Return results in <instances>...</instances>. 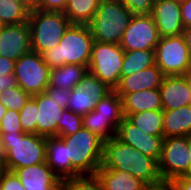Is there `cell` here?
<instances>
[{"mask_svg": "<svg viewBox=\"0 0 191 190\" xmlns=\"http://www.w3.org/2000/svg\"><path fill=\"white\" fill-rule=\"evenodd\" d=\"M124 52L119 44L93 41L88 71L115 90L120 82Z\"/></svg>", "mask_w": 191, "mask_h": 190, "instance_id": "52a82bcc", "label": "cell"}, {"mask_svg": "<svg viewBox=\"0 0 191 190\" xmlns=\"http://www.w3.org/2000/svg\"><path fill=\"white\" fill-rule=\"evenodd\" d=\"M81 90L87 91L91 96V99L97 102L108 95L113 89L107 84L99 80L95 75L88 71L77 85Z\"/></svg>", "mask_w": 191, "mask_h": 190, "instance_id": "1f68e13d", "label": "cell"}, {"mask_svg": "<svg viewBox=\"0 0 191 190\" xmlns=\"http://www.w3.org/2000/svg\"><path fill=\"white\" fill-rule=\"evenodd\" d=\"M88 68L82 64H65L59 68L50 69L49 86L72 90L75 88Z\"/></svg>", "mask_w": 191, "mask_h": 190, "instance_id": "603a6c76", "label": "cell"}, {"mask_svg": "<svg viewBox=\"0 0 191 190\" xmlns=\"http://www.w3.org/2000/svg\"><path fill=\"white\" fill-rule=\"evenodd\" d=\"M133 14H150L155 0H119Z\"/></svg>", "mask_w": 191, "mask_h": 190, "instance_id": "8d00e7d4", "label": "cell"}, {"mask_svg": "<svg viewBox=\"0 0 191 190\" xmlns=\"http://www.w3.org/2000/svg\"><path fill=\"white\" fill-rule=\"evenodd\" d=\"M166 185L168 190H191V177L180 176L172 179Z\"/></svg>", "mask_w": 191, "mask_h": 190, "instance_id": "60d3db41", "label": "cell"}, {"mask_svg": "<svg viewBox=\"0 0 191 190\" xmlns=\"http://www.w3.org/2000/svg\"><path fill=\"white\" fill-rule=\"evenodd\" d=\"M32 51L41 54L59 45L65 31L71 25L63 12L44 11L36 8L29 12Z\"/></svg>", "mask_w": 191, "mask_h": 190, "instance_id": "8992f818", "label": "cell"}, {"mask_svg": "<svg viewBox=\"0 0 191 190\" xmlns=\"http://www.w3.org/2000/svg\"><path fill=\"white\" fill-rule=\"evenodd\" d=\"M0 190H25L22 183L12 171L0 172Z\"/></svg>", "mask_w": 191, "mask_h": 190, "instance_id": "74e56055", "label": "cell"}, {"mask_svg": "<svg viewBox=\"0 0 191 190\" xmlns=\"http://www.w3.org/2000/svg\"><path fill=\"white\" fill-rule=\"evenodd\" d=\"M163 78V73L155 64L134 75L120 77L119 85L115 88V91L122 98L127 93H135L146 89H156L161 86Z\"/></svg>", "mask_w": 191, "mask_h": 190, "instance_id": "ac0fdd59", "label": "cell"}, {"mask_svg": "<svg viewBox=\"0 0 191 190\" xmlns=\"http://www.w3.org/2000/svg\"><path fill=\"white\" fill-rule=\"evenodd\" d=\"M38 107L31 96L25 106L19 111L20 124L24 133L36 134Z\"/></svg>", "mask_w": 191, "mask_h": 190, "instance_id": "836d02e7", "label": "cell"}, {"mask_svg": "<svg viewBox=\"0 0 191 190\" xmlns=\"http://www.w3.org/2000/svg\"><path fill=\"white\" fill-rule=\"evenodd\" d=\"M115 137L157 161L161 157L164 136L148 135L126 117L119 124Z\"/></svg>", "mask_w": 191, "mask_h": 190, "instance_id": "7c38bea8", "label": "cell"}, {"mask_svg": "<svg viewBox=\"0 0 191 190\" xmlns=\"http://www.w3.org/2000/svg\"><path fill=\"white\" fill-rule=\"evenodd\" d=\"M145 190H168L167 185H161L158 187H147Z\"/></svg>", "mask_w": 191, "mask_h": 190, "instance_id": "681fc988", "label": "cell"}, {"mask_svg": "<svg viewBox=\"0 0 191 190\" xmlns=\"http://www.w3.org/2000/svg\"><path fill=\"white\" fill-rule=\"evenodd\" d=\"M153 17L160 38L183 34L181 4L177 0H155L152 7Z\"/></svg>", "mask_w": 191, "mask_h": 190, "instance_id": "5bb4252c", "label": "cell"}, {"mask_svg": "<svg viewBox=\"0 0 191 190\" xmlns=\"http://www.w3.org/2000/svg\"><path fill=\"white\" fill-rule=\"evenodd\" d=\"M190 161L187 136L164 137L158 169L165 184L185 175L189 170Z\"/></svg>", "mask_w": 191, "mask_h": 190, "instance_id": "30bf717a", "label": "cell"}, {"mask_svg": "<svg viewBox=\"0 0 191 190\" xmlns=\"http://www.w3.org/2000/svg\"><path fill=\"white\" fill-rule=\"evenodd\" d=\"M155 64L164 76L190 74L191 55L184 36L160 38L155 48Z\"/></svg>", "mask_w": 191, "mask_h": 190, "instance_id": "ba28073f", "label": "cell"}, {"mask_svg": "<svg viewBox=\"0 0 191 190\" xmlns=\"http://www.w3.org/2000/svg\"><path fill=\"white\" fill-rule=\"evenodd\" d=\"M29 11L13 0H0V25L28 22Z\"/></svg>", "mask_w": 191, "mask_h": 190, "instance_id": "83f0119b", "label": "cell"}, {"mask_svg": "<svg viewBox=\"0 0 191 190\" xmlns=\"http://www.w3.org/2000/svg\"><path fill=\"white\" fill-rule=\"evenodd\" d=\"M95 110L102 117H114L119 123L125 117L123 114L122 98L112 90L108 95L101 98L97 103Z\"/></svg>", "mask_w": 191, "mask_h": 190, "instance_id": "f1b7e54d", "label": "cell"}, {"mask_svg": "<svg viewBox=\"0 0 191 190\" xmlns=\"http://www.w3.org/2000/svg\"><path fill=\"white\" fill-rule=\"evenodd\" d=\"M37 103V123L36 134L45 137L57 136V124L62 118L65 108L59 106L54 97H50L46 92L32 96Z\"/></svg>", "mask_w": 191, "mask_h": 190, "instance_id": "2e32d148", "label": "cell"}, {"mask_svg": "<svg viewBox=\"0 0 191 190\" xmlns=\"http://www.w3.org/2000/svg\"><path fill=\"white\" fill-rule=\"evenodd\" d=\"M13 172L25 190H55L62 183L46 162L15 169Z\"/></svg>", "mask_w": 191, "mask_h": 190, "instance_id": "e0dca14e", "label": "cell"}, {"mask_svg": "<svg viewBox=\"0 0 191 190\" xmlns=\"http://www.w3.org/2000/svg\"><path fill=\"white\" fill-rule=\"evenodd\" d=\"M32 50L28 22L0 25V56L17 61Z\"/></svg>", "mask_w": 191, "mask_h": 190, "instance_id": "4fadbf2b", "label": "cell"}, {"mask_svg": "<svg viewBox=\"0 0 191 190\" xmlns=\"http://www.w3.org/2000/svg\"><path fill=\"white\" fill-rule=\"evenodd\" d=\"M24 6L29 12L34 11L37 8V0H13Z\"/></svg>", "mask_w": 191, "mask_h": 190, "instance_id": "bcb514c9", "label": "cell"}, {"mask_svg": "<svg viewBox=\"0 0 191 190\" xmlns=\"http://www.w3.org/2000/svg\"><path fill=\"white\" fill-rule=\"evenodd\" d=\"M103 168L129 172L148 187L166 185L159 173L158 161L116 137L104 142Z\"/></svg>", "mask_w": 191, "mask_h": 190, "instance_id": "6da1fadb", "label": "cell"}, {"mask_svg": "<svg viewBox=\"0 0 191 190\" xmlns=\"http://www.w3.org/2000/svg\"><path fill=\"white\" fill-rule=\"evenodd\" d=\"M186 45L189 49L190 55H191V27L184 28L183 34Z\"/></svg>", "mask_w": 191, "mask_h": 190, "instance_id": "7dc6e473", "label": "cell"}, {"mask_svg": "<svg viewBox=\"0 0 191 190\" xmlns=\"http://www.w3.org/2000/svg\"><path fill=\"white\" fill-rule=\"evenodd\" d=\"M93 41L88 25L71 24L59 45L42 52L41 56L50 69L59 68L65 64H82L88 68Z\"/></svg>", "mask_w": 191, "mask_h": 190, "instance_id": "7a4b0ae2", "label": "cell"}, {"mask_svg": "<svg viewBox=\"0 0 191 190\" xmlns=\"http://www.w3.org/2000/svg\"><path fill=\"white\" fill-rule=\"evenodd\" d=\"M15 132H23V129L20 124L19 112L10 109L2 117L0 133L15 134Z\"/></svg>", "mask_w": 191, "mask_h": 190, "instance_id": "d590c367", "label": "cell"}, {"mask_svg": "<svg viewBox=\"0 0 191 190\" xmlns=\"http://www.w3.org/2000/svg\"><path fill=\"white\" fill-rule=\"evenodd\" d=\"M18 86L31 96L45 92L49 86L50 67L41 54L29 51L15 62L14 74Z\"/></svg>", "mask_w": 191, "mask_h": 190, "instance_id": "9c48e42d", "label": "cell"}, {"mask_svg": "<svg viewBox=\"0 0 191 190\" xmlns=\"http://www.w3.org/2000/svg\"><path fill=\"white\" fill-rule=\"evenodd\" d=\"M133 15L119 0H101L88 24L93 40L119 44Z\"/></svg>", "mask_w": 191, "mask_h": 190, "instance_id": "277c9868", "label": "cell"}, {"mask_svg": "<svg viewBox=\"0 0 191 190\" xmlns=\"http://www.w3.org/2000/svg\"><path fill=\"white\" fill-rule=\"evenodd\" d=\"M6 111H7L6 107L0 102V123Z\"/></svg>", "mask_w": 191, "mask_h": 190, "instance_id": "f907efd6", "label": "cell"}, {"mask_svg": "<svg viewBox=\"0 0 191 190\" xmlns=\"http://www.w3.org/2000/svg\"><path fill=\"white\" fill-rule=\"evenodd\" d=\"M95 176L103 190H145L148 187L144 182L123 170H111L101 166Z\"/></svg>", "mask_w": 191, "mask_h": 190, "instance_id": "ffe728a7", "label": "cell"}, {"mask_svg": "<svg viewBox=\"0 0 191 190\" xmlns=\"http://www.w3.org/2000/svg\"><path fill=\"white\" fill-rule=\"evenodd\" d=\"M159 90L163 110L178 109L191 104L190 74L164 76Z\"/></svg>", "mask_w": 191, "mask_h": 190, "instance_id": "9a60e30c", "label": "cell"}, {"mask_svg": "<svg viewBox=\"0 0 191 190\" xmlns=\"http://www.w3.org/2000/svg\"><path fill=\"white\" fill-rule=\"evenodd\" d=\"M7 152V170L46 162V137L24 132L0 133Z\"/></svg>", "mask_w": 191, "mask_h": 190, "instance_id": "5b68a950", "label": "cell"}, {"mask_svg": "<svg viewBox=\"0 0 191 190\" xmlns=\"http://www.w3.org/2000/svg\"><path fill=\"white\" fill-rule=\"evenodd\" d=\"M83 127L99 136L104 142L115 137L119 122L114 117H102L93 111L82 116Z\"/></svg>", "mask_w": 191, "mask_h": 190, "instance_id": "cb8c5ba5", "label": "cell"}, {"mask_svg": "<svg viewBox=\"0 0 191 190\" xmlns=\"http://www.w3.org/2000/svg\"><path fill=\"white\" fill-rule=\"evenodd\" d=\"M15 62L14 60L0 56V76L13 75Z\"/></svg>", "mask_w": 191, "mask_h": 190, "instance_id": "7bdbcfd3", "label": "cell"}, {"mask_svg": "<svg viewBox=\"0 0 191 190\" xmlns=\"http://www.w3.org/2000/svg\"><path fill=\"white\" fill-rule=\"evenodd\" d=\"M90 96L91 95L87 93V91H83L76 86L71 90V96L69 98V105L67 109L82 116L86 115L95 109L97 103V101L91 99Z\"/></svg>", "mask_w": 191, "mask_h": 190, "instance_id": "f546056e", "label": "cell"}, {"mask_svg": "<svg viewBox=\"0 0 191 190\" xmlns=\"http://www.w3.org/2000/svg\"><path fill=\"white\" fill-rule=\"evenodd\" d=\"M155 65V50L125 51L122 62L121 77L135 73Z\"/></svg>", "mask_w": 191, "mask_h": 190, "instance_id": "4316f807", "label": "cell"}, {"mask_svg": "<svg viewBox=\"0 0 191 190\" xmlns=\"http://www.w3.org/2000/svg\"><path fill=\"white\" fill-rule=\"evenodd\" d=\"M101 0H68L64 14L71 24L88 25L96 14Z\"/></svg>", "mask_w": 191, "mask_h": 190, "instance_id": "d4e9b609", "label": "cell"}, {"mask_svg": "<svg viewBox=\"0 0 191 190\" xmlns=\"http://www.w3.org/2000/svg\"><path fill=\"white\" fill-rule=\"evenodd\" d=\"M181 4V18L184 28L191 27V0L180 2Z\"/></svg>", "mask_w": 191, "mask_h": 190, "instance_id": "b9f144b4", "label": "cell"}, {"mask_svg": "<svg viewBox=\"0 0 191 190\" xmlns=\"http://www.w3.org/2000/svg\"><path fill=\"white\" fill-rule=\"evenodd\" d=\"M46 163L61 181L72 178L67 146L60 137H46Z\"/></svg>", "mask_w": 191, "mask_h": 190, "instance_id": "d6986e66", "label": "cell"}, {"mask_svg": "<svg viewBox=\"0 0 191 190\" xmlns=\"http://www.w3.org/2000/svg\"><path fill=\"white\" fill-rule=\"evenodd\" d=\"M188 150H189V156L191 157V135L188 136ZM183 176L191 177V161H190V167L187 173Z\"/></svg>", "mask_w": 191, "mask_h": 190, "instance_id": "c3c4849f", "label": "cell"}, {"mask_svg": "<svg viewBox=\"0 0 191 190\" xmlns=\"http://www.w3.org/2000/svg\"><path fill=\"white\" fill-rule=\"evenodd\" d=\"M58 137L67 146L72 178L95 175L102 165L104 141L84 127L72 135Z\"/></svg>", "mask_w": 191, "mask_h": 190, "instance_id": "3957f363", "label": "cell"}, {"mask_svg": "<svg viewBox=\"0 0 191 190\" xmlns=\"http://www.w3.org/2000/svg\"><path fill=\"white\" fill-rule=\"evenodd\" d=\"M3 170H7V152L0 135V172Z\"/></svg>", "mask_w": 191, "mask_h": 190, "instance_id": "f6af8a7d", "label": "cell"}, {"mask_svg": "<svg viewBox=\"0 0 191 190\" xmlns=\"http://www.w3.org/2000/svg\"><path fill=\"white\" fill-rule=\"evenodd\" d=\"M160 36L151 14H134L119 45L124 51L155 50Z\"/></svg>", "mask_w": 191, "mask_h": 190, "instance_id": "8fae6325", "label": "cell"}, {"mask_svg": "<svg viewBox=\"0 0 191 190\" xmlns=\"http://www.w3.org/2000/svg\"><path fill=\"white\" fill-rule=\"evenodd\" d=\"M164 137L191 135V104L178 109L163 110Z\"/></svg>", "mask_w": 191, "mask_h": 190, "instance_id": "7402d4cb", "label": "cell"}, {"mask_svg": "<svg viewBox=\"0 0 191 190\" xmlns=\"http://www.w3.org/2000/svg\"><path fill=\"white\" fill-rule=\"evenodd\" d=\"M125 117L148 135L164 136L163 109L147 110L140 113L128 114Z\"/></svg>", "mask_w": 191, "mask_h": 190, "instance_id": "484cf974", "label": "cell"}, {"mask_svg": "<svg viewBox=\"0 0 191 190\" xmlns=\"http://www.w3.org/2000/svg\"><path fill=\"white\" fill-rule=\"evenodd\" d=\"M68 0H37V8L44 11L64 12Z\"/></svg>", "mask_w": 191, "mask_h": 190, "instance_id": "ab89813d", "label": "cell"}, {"mask_svg": "<svg viewBox=\"0 0 191 190\" xmlns=\"http://www.w3.org/2000/svg\"><path fill=\"white\" fill-rule=\"evenodd\" d=\"M45 92L59 102V106L67 109L71 91L65 88L47 87Z\"/></svg>", "mask_w": 191, "mask_h": 190, "instance_id": "f35d334b", "label": "cell"}, {"mask_svg": "<svg viewBox=\"0 0 191 190\" xmlns=\"http://www.w3.org/2000/svg\"><path fill=\"white\" fill-rule=\"evenodd\" d=\"M61 185L63 190H103L100 181L95 175L63 180Z\"/></svg>", "mask_w": 191, "mask_h": 190, "instance_id": "e575fe53", "label": "cell"}, {"mask_svg": "<svg viewBox=\"0 0 191 190\" xmlns=\"http://www.w3.org/2000/svg\"><path fill=\"white\" fill-rule=\"evenodd\" d=\"M55 190H63L62 185L60 187H58L57 189H55Z\"/></svg>", "mask_w": 191, "mask_h": 190, "instance_id": "816d5d0a", "label": "cell"}, {"mask_svg": "<svg viewBox=\"0 0 191 190\" xmlns=\"http://www.w3.org/2000/svg\"><path fill=\"white\" fill-rule=\"evenodd\" d=\"M82 127V115L65 109L63 111L62 118L59 119L57 124V137L72 135L79 131Z\"/></svg>", "mask_w": 191, "mask_h": 190, "instance_id": "d6a6232c", "label": "cell"}, {"mask_svg": "<svg viewBox=\"0 0 191 190\" xmlns=\"http://www.w3.org/2000/svg\"><path fill=\"white\" fill-rule=\"evenodd\" d=\"M31 95L25 92L20 86L10 87L2 90L0 94V102L7 110H15L19 112L27 103Z\"/></svg>", "mask_w": 191, "mask_h": 190, "instance_id": "4dcf8cb0", "label": "cell"}, {"mask_svg": "<svg viewBox=\"0 0 191 190\" xmlns=\"http://www.w3.org/2000/svg\"><path fill=\"white\" fill-rule=\"evenodd\" d=\"M124 116L147 110H161V93L159 88L146 89L135 93H127L122 97Z\"/></svg>", "mask_w": 191, "mask_h": 190, "instance_id": "44dd1931", "label": "cell"}, {"mask_svg": "<svg viewBox=\"0 0 191 190\" xmlns=\"http://www.w3.org/2000/svg\"><path fill=\"white\" fill-rule=\"evenodd\" d=\"M17 85V79L14 75L0 76V94L3 89L6 90L7 88L15 87Z\"/></svg>", "mask_w": 191, "mask_h": 190, "instance_id": "ee69618b", "label": "cell"}]
</instances>
